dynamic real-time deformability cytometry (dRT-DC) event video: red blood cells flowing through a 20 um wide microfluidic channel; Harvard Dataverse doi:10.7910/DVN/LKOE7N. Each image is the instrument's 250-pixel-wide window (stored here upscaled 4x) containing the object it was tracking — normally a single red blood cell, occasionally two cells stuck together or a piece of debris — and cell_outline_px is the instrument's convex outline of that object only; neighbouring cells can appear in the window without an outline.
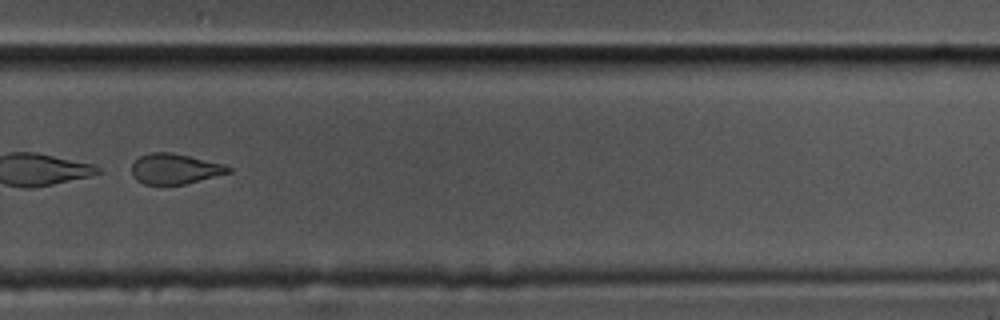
{"species": "common noctule bat (a hibernating species)", "species_latin": "Nyctalus noctula", "temperature_condition": "cold", "stored_images_in_passage": 55, "segment_of_instrument_passage": [2, 2], "camera_frame_rate_fps": 3000, "um_per_image_px": 0.085, "animal": {"sex": "male", "body_mass_g": 17.5, "forearm_length_mm": 52.3}, "frame": {"image": 1, "passage_image": 38, "time_ms": 12.333, "image_size_px": [1000, 320], "cell_outline_px": [[232, 172], [184, 184], [144, 184], [136, 180], [132, 176], [132, 164], [140, 156], [152, 152], [172, 152], [224, 164], [232, 168]], "centroid_in_image_um": [14.86, 14.35], "position_along_channel_um": 314.9, "area_um2": 17.05}}